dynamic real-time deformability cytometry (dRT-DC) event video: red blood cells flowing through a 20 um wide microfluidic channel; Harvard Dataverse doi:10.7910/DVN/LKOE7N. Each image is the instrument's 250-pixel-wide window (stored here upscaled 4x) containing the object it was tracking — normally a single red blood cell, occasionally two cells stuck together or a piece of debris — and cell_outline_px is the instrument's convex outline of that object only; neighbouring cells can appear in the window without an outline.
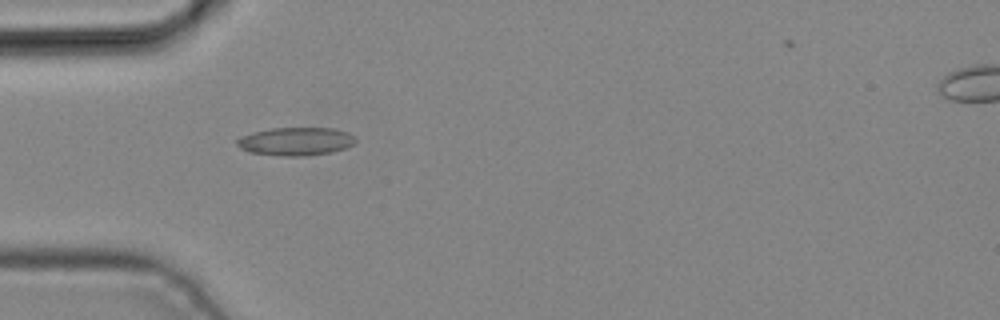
{"species": "common noctule bat (a hibernating species)", "species_latin": "Nyctalus noctula", "temperature_condition": "cold", "stored_images_in_passage": 4, "camera_frame_rate_fps": 3000, "um_per_image_px": 0.085, "animal": {"sex": "male", "body_mass_g": 19.2, "forearm_length_mm": 51.8}, "frame": {"image": 1, "passage_image": 4, "time_ms": 1.0, "image_size_px": [1000, 320], "cell_outline_px": [[356, 140], [352, 144], [344, 148], [332, 152], [304, 156], [280, 156], [248, 152], [240, 148], [236, 144], [236, 140], [244, 136], [256, 132], [272, 128], [332, 128], [348, 132]], "centroid_in_image_um": [25.13, 12.03], "position_along_channel_um": 59.9, "area_um2": 19.25}}